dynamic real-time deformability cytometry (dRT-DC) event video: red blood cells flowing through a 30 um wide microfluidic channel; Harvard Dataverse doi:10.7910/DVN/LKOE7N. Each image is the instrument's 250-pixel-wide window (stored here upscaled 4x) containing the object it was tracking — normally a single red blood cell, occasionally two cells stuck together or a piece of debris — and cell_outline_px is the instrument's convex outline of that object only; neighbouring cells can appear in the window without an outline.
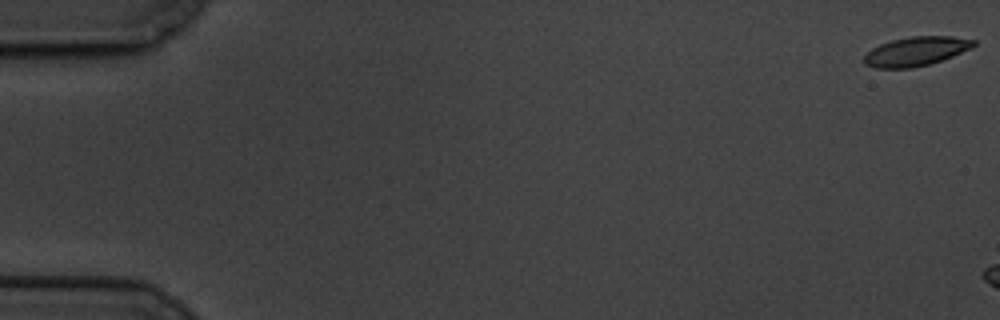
{"species": "common noctule bat (a hibernating species)", "species_latin": "Nyctalus noctula", "temperature_condition": "cold", "stored_images_in_passage": 9, "camera_frame_rate_fps": 3000, "um_per_image_px": 0.085, "animal": {"sex": "male", "body_mass_g": 19.5, "forearm_length_mm": 54.6}, "frame": {"image": 1, "passage_image": 1, "time_ms": 0.0, "image_size_px": [1000, 320], "cell_outline_px": [[976, 44], [972, 48], [952, 56], [928, 64], [912, 68], [876, 68], [864, 64], [864, 56], [872, 48], [880, 44], [892, 40], [912, 36], [952, 36], [976, 40]], "centroid_in_image_um": [77.86, 4.36], "position_along_channel_um": 7.1, "area_um2": 18.5}}